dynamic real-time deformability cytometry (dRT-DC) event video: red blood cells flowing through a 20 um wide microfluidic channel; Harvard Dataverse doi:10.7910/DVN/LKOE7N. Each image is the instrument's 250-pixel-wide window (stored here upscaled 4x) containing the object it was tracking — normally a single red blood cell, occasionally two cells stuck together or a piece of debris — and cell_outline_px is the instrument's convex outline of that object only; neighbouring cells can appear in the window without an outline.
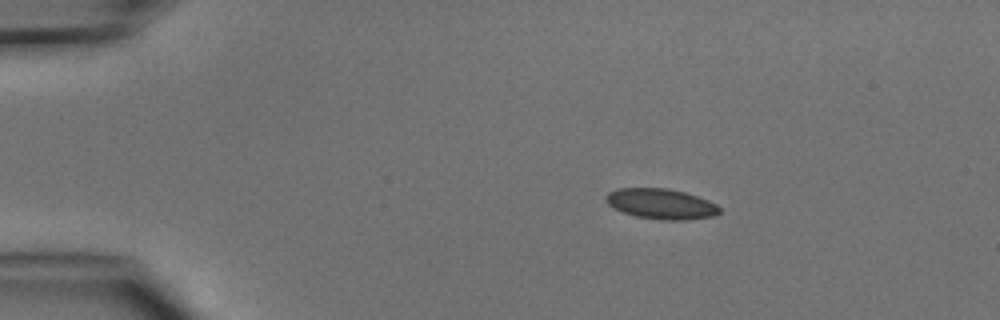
{"species": "common noctule bat (a hibernating species)", "species_latin": "Nyctalus noctula", "temperature_condition": "cold", "stored_images_in_passage": 4, "camera_frame_rate_fps": 3000, "um_per_image_px": 0.085, "animal": {"sex": "male", "body_mass_g": 15.6}, "frame": {"image": 1, "passage_image": 1, "time_ms": 0.0, "image_size_px": [1000, 320], "cell_outline_px": [[720, 212], [712, 216], [684, 220], [664, 220], [636, 216], [624, 212], [608, 204], [604, 200], [604, 196], [608, 192], [616, 188], [668, 188], [684, 192], [708, 200], [716, 204], [720, 208]], "centroid_in_image_um": [56.16, 17.32], "position_along_channel_um": 28.8, "area_um2": 20.0}}
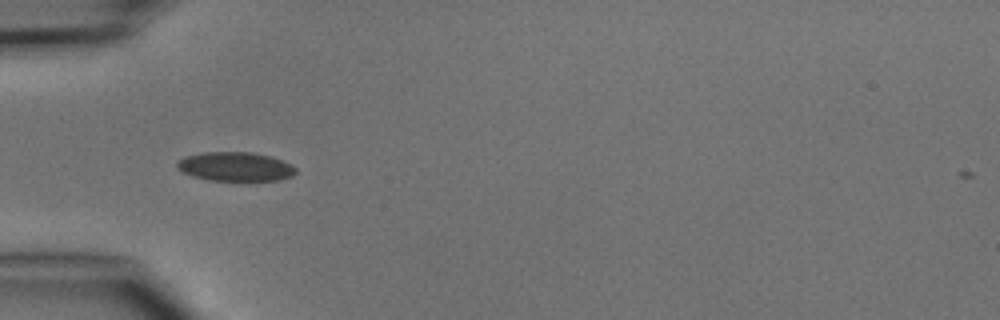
{"frame": {"image": 2, "passage_image": 3, "time_ms": 2.333, "image_size_px": [1000, 320], "cell_outline_px": [[296, 172], [292, 176], [280, 180], [212, 180], [192, 176], [176, 168], [176, 164], [184, 156], [204, 152], [252, 152], [268, 156], [292, 164], [296, 168]], "centroid_in_image_um": [20.0, 14.16], "position_along_channel_um": 65.0, "area_um2": 19.94}}